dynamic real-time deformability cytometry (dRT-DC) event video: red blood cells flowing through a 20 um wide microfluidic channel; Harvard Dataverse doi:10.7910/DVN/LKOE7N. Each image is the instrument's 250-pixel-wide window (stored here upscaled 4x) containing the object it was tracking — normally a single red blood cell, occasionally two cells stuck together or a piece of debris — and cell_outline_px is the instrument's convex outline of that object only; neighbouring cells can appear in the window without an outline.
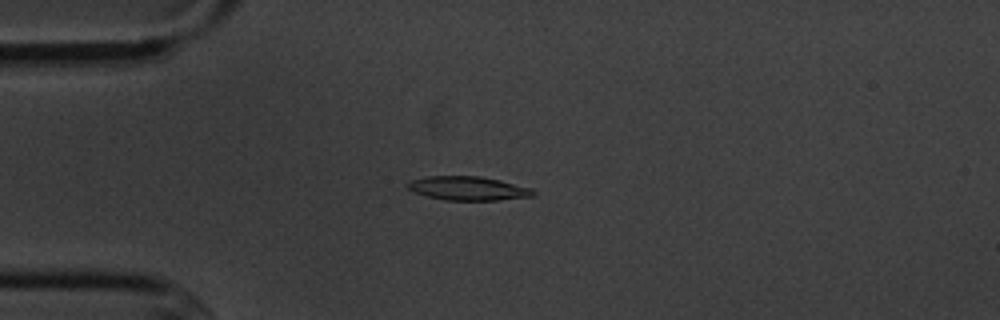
{"species": "common noctule bat (a hibernating species)", "species_latin": "Nyctalus noctula", "temperature_condition": "cold", "stored_images_in_passage": 6, "camera_frame_rate_fps": 3000, "um_per_image_px": 0.085, "animal": {"sex": "male", "body_mass_g": 20.1, "forearm_length_mm": 53.5}, "frame": {"image": 1, "passage_image": 4, "time_ms": 4.333, "image_size_px": [1000, 320], "cell_outline_px": [[536, 192], [532, 196], [496, 200], [444, 200], [412, 192], [404, 184], [408, 180], [428, 176], [480, 176], [500, 180], [532, 188]], "centroid_in_image_um": [39.73, 16.0], "position_along_channel_um": 45.3, "area_um2": 17.57}}
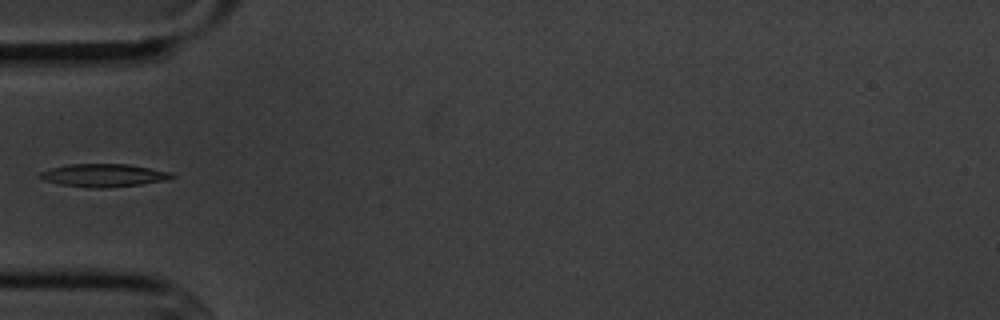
{"frame": {"image": 2, "passage_image": 5, "time_ms": 5.667, "image_size_px": [1000, 320], "cell_outline_px": [[176, 176], [164, 180], [140, 184], [104, 188], [88, 188], [60, 184], [44, 180], [36, 176], [40, 172], [48, 168], [68, 164], [128, 164], [172, 172]], "centroid_in_image_um": [8.75, 14.9], "position_along_channel_um": 76.2, "area_um2": 17.69}}
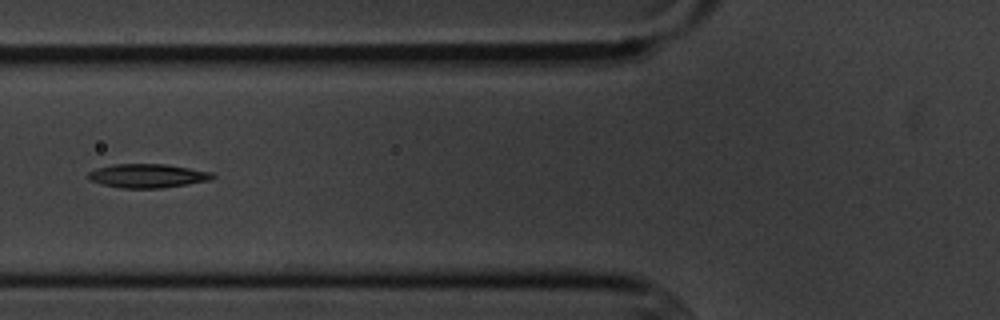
{"frame": {"image": 3, "passage_image": 6, "time_ms": 6.667, "image_size_px": [1000, 320], "cell_outline_px": [[216, 176], [212, 180], [164, 188], [120, 188], [100, 184], [88, 180], [88, 172], [96, 168], [112, 164], [164, 164], [212, 172]], "centroid_in_image_um": [12.52, 14.95], "position_along_channel_um": 113.3, "area_um2": 17.46}}